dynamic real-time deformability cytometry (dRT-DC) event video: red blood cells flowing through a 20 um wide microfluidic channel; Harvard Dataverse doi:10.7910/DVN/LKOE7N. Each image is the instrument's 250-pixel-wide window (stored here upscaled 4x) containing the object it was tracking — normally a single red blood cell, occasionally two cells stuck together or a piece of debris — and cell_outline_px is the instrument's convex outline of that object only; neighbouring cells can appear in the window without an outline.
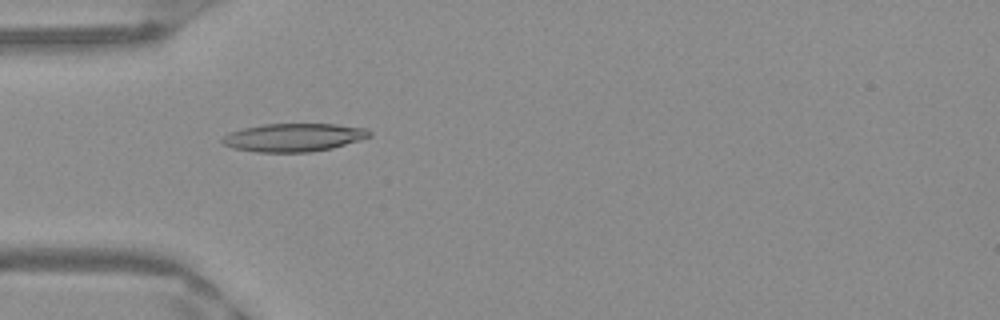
{"species": "Egyptian fruit bat (a non-hibernating species)", "species_latin": "Rousettus aegyptiacus", "temperature_condition": "warm", "stored_images_in_passage": 51, "camera_frame_rate_fps": 3000, "um_per_image_px": 0.085, "frame": {"image": 1, "passage_image": 16, "time_ms": 5.0, "image_size_px": [1000, 320], "cell_outline_px": [[372, 136], [360, 140], [332, 148], [308, 152], [256, 152], [232, 148], [224, 144], [220, 140], [224, 136], [232, 132], [244, 128], [264, 124], [336, 124], [368, 128], [372, 132]], "centroid_in_image_um": [25.01, 11.68], "position_along_channel_um": 60.0, "area_um2": 24.16}}
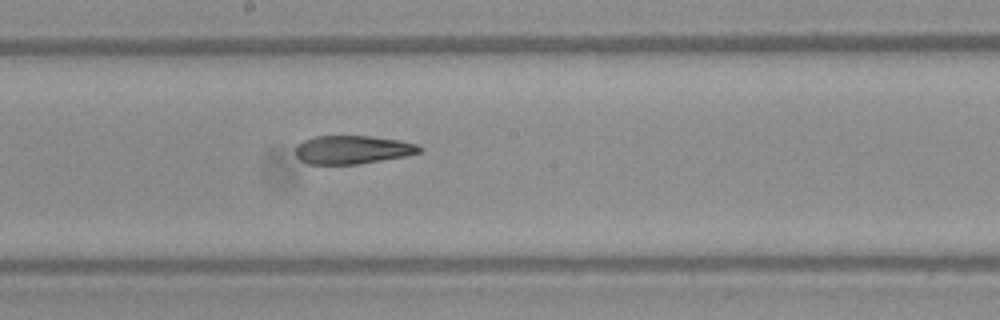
{"frame": {"image": 2, "passage_image": 28, "time_ms": 9.0, "image_size_px": [1000, 320], "cell_outline_px": [[424, 148], [420, 152], [404, 156], [360, 164], [308, 164], [300, 160], [296, 156], [296, 144], [304, 140], [316, 136], [372, 136], [400, 140], [416, 144]], "centroid_in_image_um": [29.95, 12.72], "position_along_channel_um": 218.2, "area_um2": 20.58}}
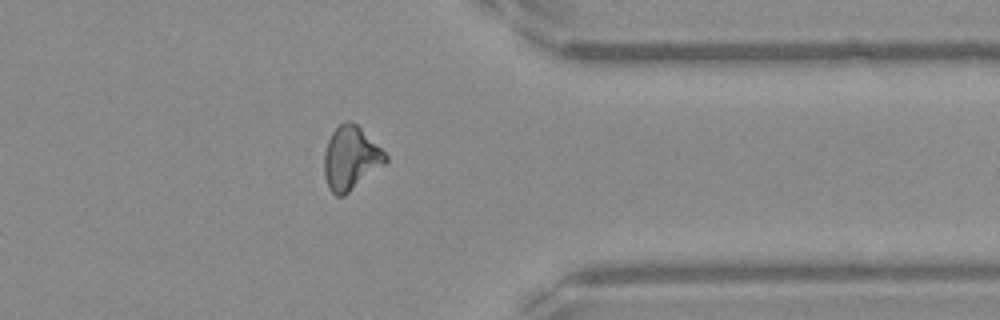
{"frame": {"image": 3, "passage_image": 41, "time_ms": 13.333, "image_size_px": [1000, 320], "cell_outline_px": [[388, 160], [384, 164], [344, 196], [336, 196], [328, 188], [324, 176], [324, 152], [328, 140], [332, 132], [344, 120], [348, 120], [356, 124], [388, 156]], "centroid_in_image_um": [29.78, 13.45], "position_along_channel_um": 381.6, "area_um2": 22.43}, "authors_computed_cell_mechanics": {"area_um2": 22.3108, "velocity_mm_per_s": 4.001, "shape_relaxation_time_tau1_ms": 6.7379, "shape_relaxation_time_tau2_ms": 4.2748, "deformation_change_tau1": 0.2081, "deformation_change_tau2": 0.1484}}